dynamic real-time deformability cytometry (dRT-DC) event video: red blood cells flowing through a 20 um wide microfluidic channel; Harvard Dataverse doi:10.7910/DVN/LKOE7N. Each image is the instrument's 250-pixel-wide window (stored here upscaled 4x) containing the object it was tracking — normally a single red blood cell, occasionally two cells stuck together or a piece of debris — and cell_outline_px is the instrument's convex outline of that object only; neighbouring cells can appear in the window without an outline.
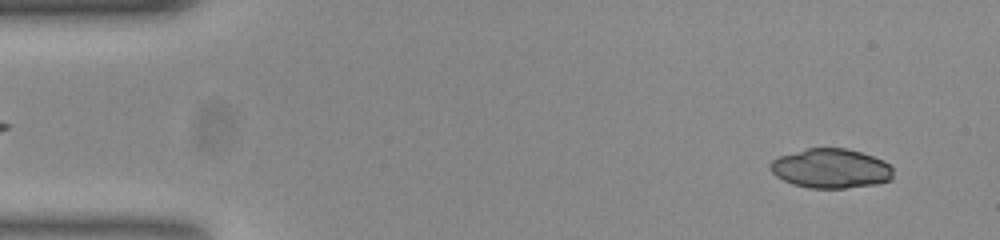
{"species": "common noctule bat (a hibernating species)", "species_latin": "Nyctalus noctula", "temperature_condition": "room temperature", "stored_images_in_passage": 13, "camera_frame_rate_fps": 3000, "um_per_image_px": 0.085, "animal": {"sex": "female", "body_mass_g": 23.0, "forearm_length_mm": 53.4}, "frame": {"image": 1, "passage_image": 3, "time_ms": 0.667, "image_size_px": [1000, 240], "cell_outline_px": [[892, 180], [876, 184], [844, 188], [808, 188], [792, 184], [776, 176], [772, 172], [772, 160], [780, 156], [808, 148], [848, 148], [884, 160], [892, 168]], "centroid_in_image_um": [70.65, 14.32], "position_along_channel_um": 14.3, "area_um2": 28.09}}